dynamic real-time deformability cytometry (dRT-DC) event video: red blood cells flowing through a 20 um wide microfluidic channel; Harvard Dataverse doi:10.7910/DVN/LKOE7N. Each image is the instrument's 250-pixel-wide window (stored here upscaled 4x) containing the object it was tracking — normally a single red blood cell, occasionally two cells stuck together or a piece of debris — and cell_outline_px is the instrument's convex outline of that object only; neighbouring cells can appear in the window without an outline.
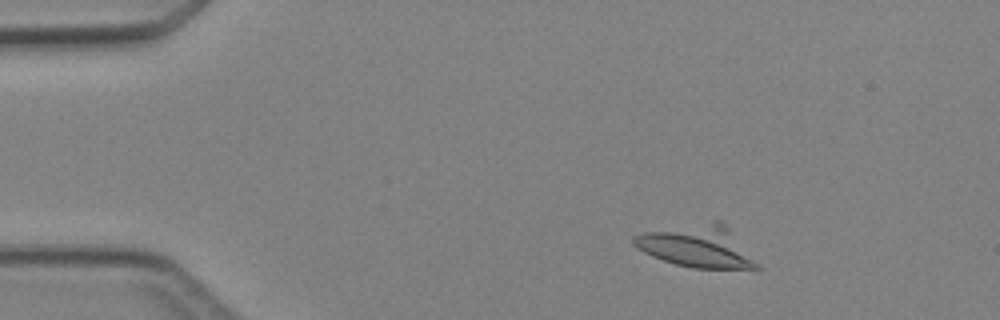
{"species": "Egyptian fruit bat (a non-hibernating species)", "species_latin": "Rousettus aegyptiacus", "temperature_condition": "cold", "stored_images_in_passage": 4, "camera_frame_rate_fps": 3000, "um_per_image_px": 0.085, "animal": {"sex": "female"}, "frame": {"image": 1, "passage_image": 2, "time_ms": 1.333, "image_size_px": [1000, 320], "cell_outline_px": [[764, 268], [756, 272], [692, 268], [676, 264], [652, 256], [636, 248], [632, 244], [632, 236], [644, 232], [716, 220], [724, 220]], "centroid_in_image_um": [59.43, 21.0], "position_along_channel_um": 25.6, "area_um2": 31.44}}
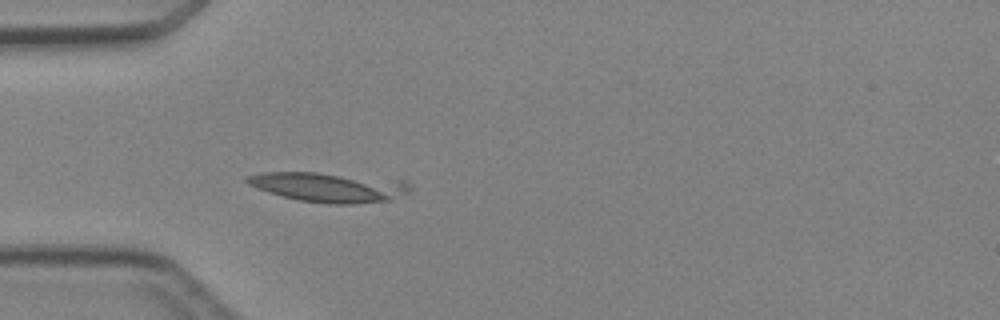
{"frame": {"image": 2, "passage_image": 4, "time_ms": 3.667, "image_size_px": [1000, 320], "cell_outline_px": [[412, 188], [408, 192], [392, 200], [356, 204], [328, 204], [296, 200], [268, 192], [248, 184], [244, 180], [244, 176], [260, 172], [316, 172], [408, 180]], "centroid_in_image_um": [27.98, 15.9], "position_along_channel_um": 57.0, "area_um2": 28.73}}